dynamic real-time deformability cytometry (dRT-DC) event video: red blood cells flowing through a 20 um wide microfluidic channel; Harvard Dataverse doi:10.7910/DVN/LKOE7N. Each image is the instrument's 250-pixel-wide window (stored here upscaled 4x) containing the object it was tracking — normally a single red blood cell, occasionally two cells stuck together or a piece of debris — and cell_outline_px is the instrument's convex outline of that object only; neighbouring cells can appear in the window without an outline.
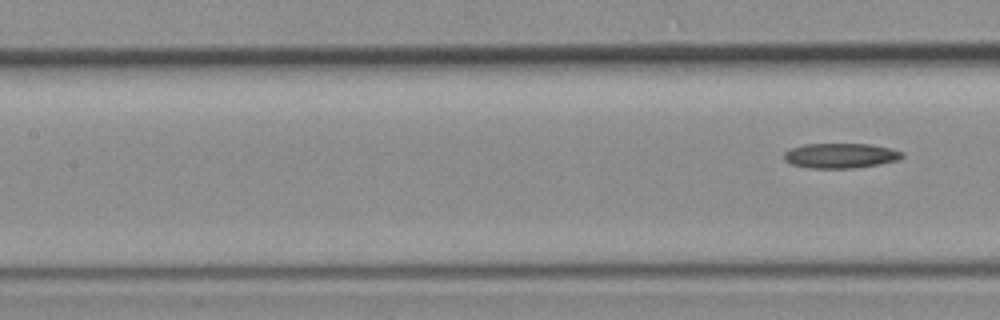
{"species": "common noctule bat (a hibernating species)", "species_latin": "Nyctalus noctula", "temperature_condition": "room temperature", "stored_images_in_passage": 5, "segment_of_instrument_passage": [2, 2], "camera_frame_rate_fps": 3000, "um_per_image_px": 0.085, "animal": {"sex": "female", "body_mass_g": 19.3, "forearm_length_mm": 54.1}, "frame": {"image": 1, "passage_image": 5, "time_ms": 1.333, "image_size_px": [1000, 320], "cell_outline_px": [[904, 156], [900, 160], [880, 164], [856, 168], [808, 168], [792, 164], [784, 160], [784, 152], [788, 148], [804, 144], [868, 144], [892, 148], [904, 152]], "centroid_in_image_um": [71.46, 13.23], "position_along_channel_um": 135.9, "area_um2": 17.46}}